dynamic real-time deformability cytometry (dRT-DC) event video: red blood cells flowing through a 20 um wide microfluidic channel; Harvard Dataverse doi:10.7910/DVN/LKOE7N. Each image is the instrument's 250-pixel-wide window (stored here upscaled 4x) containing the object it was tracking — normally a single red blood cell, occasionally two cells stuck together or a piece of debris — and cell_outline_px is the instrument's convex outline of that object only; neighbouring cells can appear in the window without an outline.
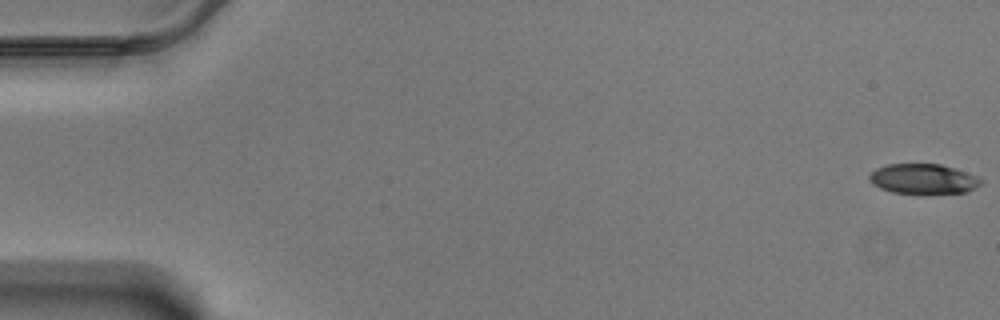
{"species": "Egyptian fruit bat (a non-hibernating species)", "species_latin": "Rousettus aegyptiacus", "temperature_condition": "warm", "stored_images_in_passage": 55, "camera_frame_rate_fps": 3000, "um_per_image_px": 0.085, "animal": {"sex": "male"}, "frame": {"image": 1, "passage_image": 1, "time_ms": 0.0, "image_size_px": [1000, 320], "cell_outline_px": [[984, 180], [980, 184], [968, 192], [892, 192], [880, 188], [872, 184], [868, 180], [868, 176], [876, 168], [888, 164], [940, 164], [976, 176]], "centroid_in_image_um": [78.43, 15.19], "position_along_channel_um": 6.6, "area_um2": 19.02}}
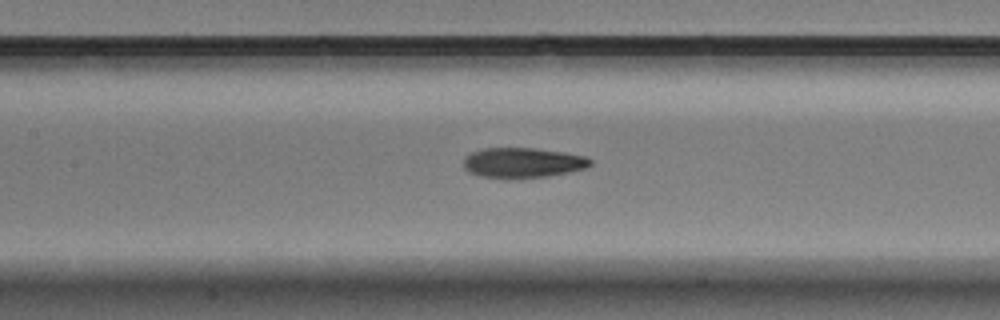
{"frame": {"image": 2, "passage_image": 28, "time_ms": 9.0, "image_size_px": [1000, 320], "cell_outline_px": [[592, 164], [588, 168], [568, 172], [544, 176], [508, 180], [480, 176], [468, 172], [464, 168], [464, 156], [472, 152], [484, 148], [536, 148], [564, 152], [584, 156], [592, 160]], "centroid_in_image_um": [44.41, 13.84], "position_along_channel_um": 163.0, "area_um2": 22.6}}
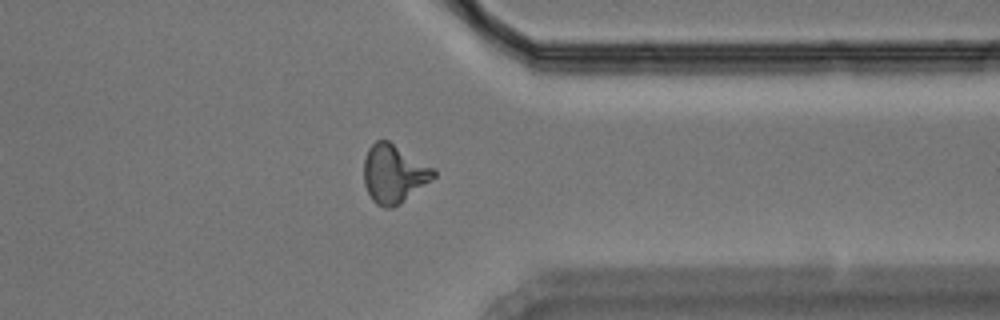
{"frame": {"image": 3, "passage_image": 47, "time_ms": 15.333, "image_size_px": [1000, 320], "cell_outline_px": [[436, 176], [432, 180], [400, 204], [392, 208], [384, 208], [376, 204], [372, 200], [364, 184], [364, 156], [368, 148], [376, 140], [388, 140], [436, 168]], "centroid_in_image_um": [33.49, 14.77], "position_along_channel_um": 377.9, "area_um2": 24.04}, "authors_computed_cell_mechanics": {"area_um2": 22.1374, "velocity_mm_per_s": 3.4623, "shape_relaxation_time_tau1_ms": 5.026, "shape_relaxation_time_tau2_ms": 2.8702, "deformation_change_tau1": 0.2022, "deformation_change_tau2": 0.102}}